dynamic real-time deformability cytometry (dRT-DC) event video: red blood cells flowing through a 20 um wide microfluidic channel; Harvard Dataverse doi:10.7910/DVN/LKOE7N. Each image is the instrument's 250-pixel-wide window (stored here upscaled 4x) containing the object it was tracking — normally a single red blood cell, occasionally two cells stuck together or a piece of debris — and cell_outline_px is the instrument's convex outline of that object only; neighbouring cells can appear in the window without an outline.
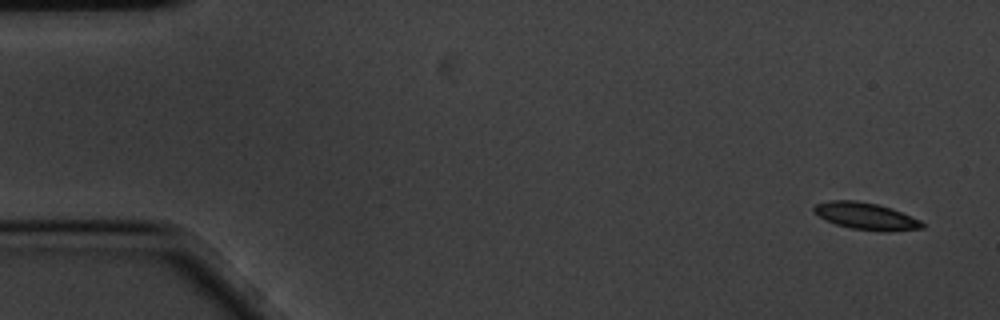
{"species": "common noctule bat (a hibernating species)", "species_latin": "Nyctalus noctula", "temperature_condition": "cold", "stored_images_in_passage": 5, "camera_frame_rate_fps": 3000, "um_per_image_px": 0.085, "animal": {"sex": "male", "body_mass_g": 20.1, "forearm_length_mm": 53.5}, "frame": {"image": 1, "passage_image": 1, "time_ms": 0.0, "image_size_px": [1000, 320], "cell_outline_px": [[924, 228], [888, 232], [880, 232], [852, 228], [836, 224], [812, 212], [812, 208], [816, 204], [832, 200], [856, 200], [876, 204], [892, 208], [920, 220], [924, 224]], "centroid_in_image_um": [73.62, 18.37], "position_along_channel_um": 11.4, "area_um2": 16.99}}
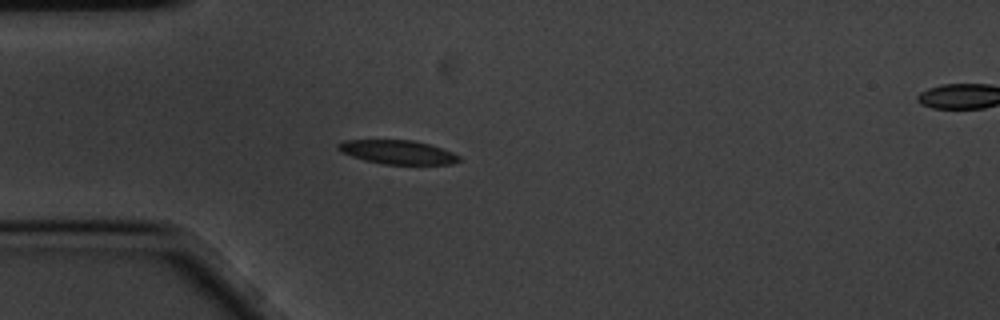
{"frame": {"image": 2, "passage_image": 4, "time_ms": 1.0, "image_size_px": [1000, 320], "cell_outline_px": [[460, 160], [452, 164], [384, 164], [364, 160], [340, 152], [336, 148], [336, 144], [344, 140], [412, 140], [428, 144], [452, 152], [460, 156]], "centroid_in_image_um": [33.75, 12.93], "position_along_channel_um": 51.2, "area_um2": 16.76}}